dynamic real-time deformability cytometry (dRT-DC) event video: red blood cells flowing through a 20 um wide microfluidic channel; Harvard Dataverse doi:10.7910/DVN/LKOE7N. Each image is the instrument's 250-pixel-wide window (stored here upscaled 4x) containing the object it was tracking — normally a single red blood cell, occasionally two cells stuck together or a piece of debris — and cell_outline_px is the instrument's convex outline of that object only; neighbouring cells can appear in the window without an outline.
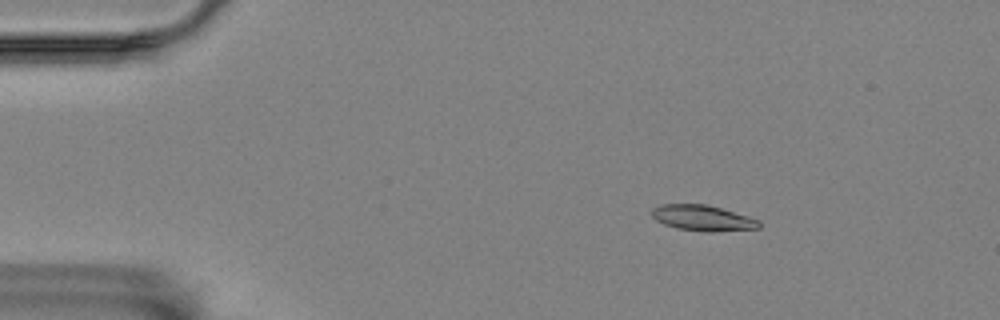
{"species": "Egyptian fruit bat (a non-hibernating species)", "species_latin": "Rousettus aegyptiacus", "temperature_condition": "room temperature", "stored_images_in_passage": 5, "camera_frame_rate_fps": 3000, "um_per_image_px": 0.085, "animal": {"sex": "female"}, "frame": {"image": 1, "passage_image": 3, "time_ms": 0.667, "image_size_px": [1000, 320], "cell_outline_px": [[760, 228], [712, 232], [704, 232], [676, 228], [664, 224], [656, 220], [652, 216], [652, 208], [660, 204], [708, 204], [748, 216], [760, 220]], "centroid_in_image_um": [59.73, 18.53], "position_along_channel_um": 25.3, "area_um2": 16.18}}